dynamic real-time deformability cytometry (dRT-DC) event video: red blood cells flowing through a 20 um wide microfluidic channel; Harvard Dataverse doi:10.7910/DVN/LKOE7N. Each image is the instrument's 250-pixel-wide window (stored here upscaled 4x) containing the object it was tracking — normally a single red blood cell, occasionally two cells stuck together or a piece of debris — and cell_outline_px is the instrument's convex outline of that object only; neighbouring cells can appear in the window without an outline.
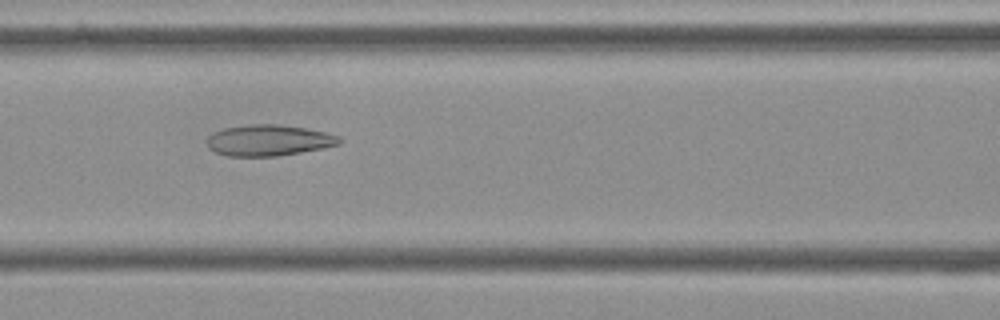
{"species": "Egyptian fruit bat (a non-hibernating species)", "species_latin": "Rousettus aegyptiacus", "temperature_condition": "cold", "stored_images_in_passage": 8, "camera_frame_rate_fps": 3000, "um_per_image_px": 0.085, "frame": {"image": 1, "passage_image": 7, "time_ms": 2.0, "image_size_px": [1000, 320], "cell_outline_px": [[344, 140], [340, 144], [300, 152], [276, 156], [228, 156], [216, 152], [208, 148], [208, 136], [212, 132], [224, 128], [248, 124], [280, 124], [304, 128], [324, 132], [340, 136]], "centroid_in_image_um": [22.83, 11.92], "position_along_channel_um": 143.8, "area_um2": 23.93}}
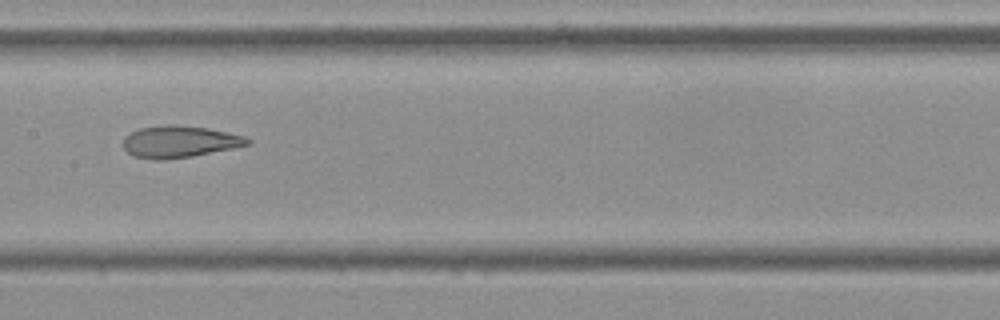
{"frame": {"image": 2, "passage_image": 8, "time_ms": 2.333, "image_size_px": [1000, 320], "cell_outline_px": [[252, 144], [192, 156], [164, 160], [156, 160], [136, 156], [128, 152], [124, 148], [124, 136], [140, 128], [164, 124], [172, 124], [208, 128], [244, 136], [252, 140]], "centroid_in_image_um": [15.27, 12.03], "position_along_channel_um": 192.1, "area_um2": 22.95}}